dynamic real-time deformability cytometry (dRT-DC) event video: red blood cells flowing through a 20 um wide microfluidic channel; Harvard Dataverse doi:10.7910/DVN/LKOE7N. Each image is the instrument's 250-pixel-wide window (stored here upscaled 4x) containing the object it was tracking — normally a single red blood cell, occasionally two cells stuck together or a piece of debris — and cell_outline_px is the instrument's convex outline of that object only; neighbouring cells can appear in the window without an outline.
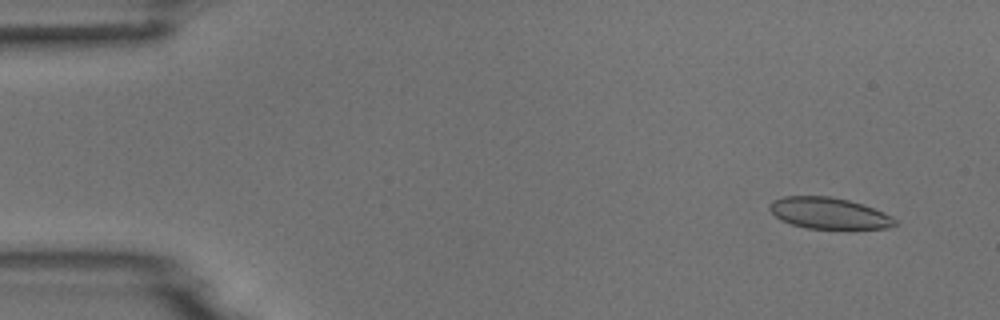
{"species": "common noctule bat (a hibernating species)", "species_latin": "Nyctalus noctula", "temperature_condition": "room temperature", "stored_images_in_passage": 4, "camera_frame_rate_fps": 3000, "um_per_image_px": 0.085, "animal": {"sex": "male", "body_mass_g": 18.8}, "frame": {"image": 1, "passage_image": 1, "time_ms": 0.0, "image_size_px": [1000, 320], "cell_outline_px": [[896, 224], [888, 228], [848, 232], [808, 228], [792, 224], [780, 220], [768, 208], [768, 204], [772, 200], [784, 196], [828, 196], [848, 200], [884, 212], [892, 216], [896, 220]], "centroid_in_image_um": [70.5, 18.18], "position_along_channel_um": 14.5, "area_um2": 23.76}}
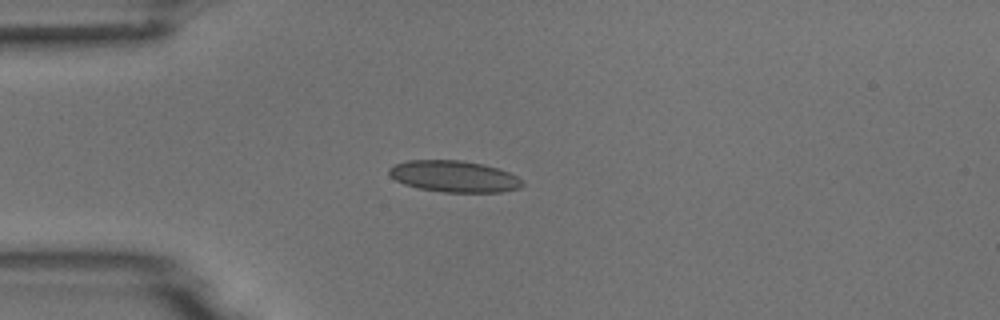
{"frame": {"image": 2, "passage_image": 4, "time_ms": 3.333, "image_size_px": [1000, 320], "cell_outline_px": [[524, 184], [520, 188], [500, 192], [444, 192], [416, 188], [404, 184], [396, 180], [388, 172], [388, 168], [396, 164], [408, 160], [460, 160], [484, 164], [500, 168], [516, 176]], "centroid_in_image_um": [38.59, 14.99], "position_along_channel_um": 46.4, "area_um2": 24.45}}